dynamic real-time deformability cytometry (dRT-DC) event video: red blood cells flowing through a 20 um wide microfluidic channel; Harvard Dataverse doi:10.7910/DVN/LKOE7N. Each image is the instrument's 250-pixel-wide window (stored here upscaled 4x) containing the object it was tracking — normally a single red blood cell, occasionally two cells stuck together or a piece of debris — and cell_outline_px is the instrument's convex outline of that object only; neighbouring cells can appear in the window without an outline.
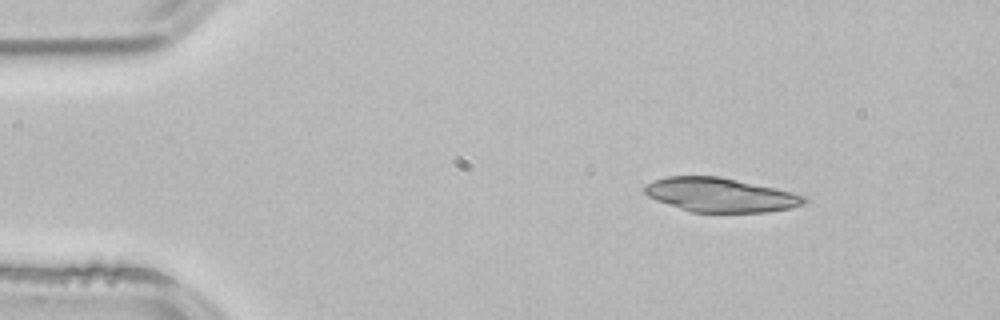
{"species": "common noctule bat (a hibernating species)", "species_latin": "Nyctalus noctula", "temperature_condition": "room temperature", "stored_images_in_passage": 3, "camera_frame_rate_fps": 3000, "um_per_image_px": 0.085, "animal": {"sex": "male", "body_mass_g": 21.5, "forearm_length_mm": 52.0}, "frame": {"image": 1, "passage_image": 1, "time_ms": 0.0, "image_size_px": [1000, 320], "cell_outline_px": [[804, 204], [792, 208], [768, 212], [692, 212], [656, 200], [648, 196], [644, 192], [644, 188], [648, 184], [656, 180], [668, 176], [720, 176], [776, 188], [792, 192], [804, 196]], "centroid_in_image_um": [61.25, 16.57], "position_along_channel_um": 23.8, "area_um2": 31.44}}